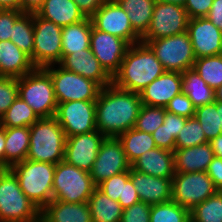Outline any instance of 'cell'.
I'll return each mask as SVG.
<instances>
[{
  "mask_svg": "<svg viewBox=\"0 0 222 222\" xmlns=\"http://www.w3.org/2000/svg\"><path fill=\"white\" fill-rule=\"evenodd\" d=\"M92 222H120L123 208L96 187L88 199Z\"/></svg>",
  "mask_w": 222,
  "mask_h": 222,
  "instance_id": "cell-29",
  "label": "cell"
},
{
  "mask_svg": "<svg viewBox=\"0 0 222 222\" xmlns=\"http://www.w3.org/2000/svg\"><path fill=\"white\" fill-rule=\"evenodd\" d=\"M215 101L222 102V85L215 90Z\"/></svg>",
  "mask_w": 222,
  "mask_h": 222,
  "instance_id": "cell-58",
  "label": "cell"
},
{
  "mask_svg": "<svg viewBox=\"0 0 222 222\" xmlns=\"http://www.w3.org/2000/svg\"><path fill=\"white\" fill-rule=\"evenodd\" d=\"M131 163L124 152L123 145L118 138L106 137L90 172L93 183L98 186L104 180L129 171Z\"/></svg>",
  "mask_w": 222,
  "mask_h": 222,
  "instance_id": "cell-14",
  "label": "cell"
},
{
  "mask_svg": "<svg viewBox=\"0 0 222 222\" xmlns=\"http://www.w3.org/2000/svg\"><path fill=\"white\" fill-rule=\"evenodd\" d=\"M217 191L206 172H175L172 178V200L189 210Z\"/></svg>",
  "mask_w": 222,
  "mask_h": 222,
  "instance_id": "cell-11",
  "label": "cell"
},
{
  "mask_svg": "<svg viewBox=\"0 0 222 222\" xmlns=\"http://www.w3.org/2000/svg\"><path fill=\"white\" fill-rule=\"evenodd\" d=\"M123 209L131 207L133 204L140 202L139 195L129 178L124 185L123 200H118Z\"/></svg>",
  "mask_w": 222,
  "mask_h": 222,
  "instance_id": "cell-50",
  "label": "cell"
},
{
  "mask_svg": "<svg viewBox=\"0 0 222 222\" xmlns=\"http://www.w3.org/2000/svg\"><path fill=\"white\" fill-rule=\"evenodd\" d=\"M18 96L25 101L39 118L53 117L57 111L54 85L44 68H35L18 78Z\"/></svg>",
  "mask_w": 222,
  "mask_h": 222,
  "instance_id": "cell-6",
  "label": "cell"
},
{
  "mask_svg": "<svg viewBox=\"0 0 222 222\" xmlns=\"http://www.w3.org/2000/svg\"><path fill=\"white\" fill-rule=\"evenodd\" d=\"M190 222H222V191L194 206L190 210Z\"/></svg>",
  "mask_w": 222,
  "mask_h": 222,
  "instance_id": "cell-35",
  "label": "cell"
},
{
  "mask_svg": "<svg viewBox=\"0 0 222 222\" xmlns=\"http://www.w3.org/2000/svg\"><path fill=\"white\" fill-rule=\"evenodd\" d=\"M40 222H92L88 202L52 200L40 211Z\"/></svg>",
  "mask_w": 222,
  "mask_h": 222,
  "instance_id": "cell-24",
  "label": "cell"
},
{
  "mask_svg": "<svg viewBox=\"0 0 222 222\" xmlns=\"http://www.w3.org/2000/svg\"><path fill=\"white\" fill-rule=\"evenodd\" d=\"M129 46L126 40L92 27L90 49L111 77L119 70Z\"/></svg>",
  "mask_w": 222,
  "mask_h": 222,
  "instance_id": "cell-17",
  "label": "cell"
},
{
  "mask_svg": "<svg viewBox=\"0 0 222 222\" xmlns=\"http://www.w3.org/2000/svg\"><path fill=\"white\" fill-rule=\"evenodd\" d=\"M18 97V78L0 76V118Z\"/></svg>",
  "mask_w": 222,
  "mask_h": 222,
  "instance_id": "cell-41",
  "label": "cell"
},
{
  "mask_svg": "<svg viewBox=\"0 0 222 222\" xmlns=\"http://www.w3.org/2000/svg\"><path fill=\"white\" fill-rule=\"evenodd\" d=\"M44 69L50 74L57 103L68 101H96L101 87L90 79L68 71L58 64Z\"/></svg>",
  "mask_w": 222,
  "mask_h": 222,
  "instance_id": "cell-9",
  "label": "cell"
},
{
  "mask_svg": "<svg viewBox=\"0 0 222 222\" xmlns=\"http://www.w3.org/2000/svg\"><path fill=\"white\" fill-rule=\"evenodd\" d=\"M33 64L44 68L58 64L62 59V27L33 13Z\"/></svg>",
  "mask_w": 222,
  "mask_h": 222,
  "instance_id": "cell-10",
  "label": "cell"
},
{
  "mask_svg": "<svg viewBox=\"0 0 222 222\" xmlns=\"http://www.w3.org/2000/svg\"><path fill=\"white\" fill-rule=\"evenodd\" d=\"M40 118L34 110L19 96L0 118V125L4 127H30Z\"/></svg>",
  "mask_w": 222,
  "mask_h": 222,
  "instance_id": "cell-34",
  "label": "cell"
},
{
  "mask_svg": "<svg viewBox=\"0 0 222 222\" xmlns=\"http://www.w3.org/2000/svg\"><path fill=\"white\" fill-rule=\"evenodd\" d=\"M95 102L96 129L105 137L113 138L134 128L143 105L139 93L117 88L113 84L101 88Z\"/></svg>",
  "mask_w": 222,
  "mask_h": 222,
  "instance_id": "cell-1",
  "label": "cell"
},
{
  "mask_svg": "<svg viewBox=\"0 0 222 222\" xmlns=\"http://www.w3.org/2000/svg\"><path fill=\"white\" fill-rule=\"evenodd\" d=\"M0 222H40V210L23 193L10 168L0 169Z\"/></svg>",
  "mask_w": 222,
  "mask_h": 222,
  "instance_id": "cell-5",
  "label": "cell"
},
{
  "mask_svg": "<svg viewBox=\"0 0 222 222\" xmlns=\"http://www.w3.org/2000/svg\"><path fill=\"white\" fill-rule=\"evenodd\" d=\"M187 118L166 111L163 124H166V129L169 133V137L177 138L180 130L185 125Z\"/></svg>",
  "mask_w": 222,
  "mask_h": 222,
  "instance_id": "cell-48",
  "label": "cell"
},
{
  "mask_svg": "<svg viewBox=\"0 0 222 222\" xmlns=\"http://www.w3.org/2000/svg\"><path fill=\"white\" fill-rule=\"evenodd\" d=\"M17 10H0V41L10 40L15 20L22 14Z\"/></svg>",
  "mask_w": 222,
  "mask_h": 222,
  "instance_id": "cell-45",
  "label": "cell"
},
{
  "mask_svg": "<svg viewBox=\"0 0 222 222\" xmlns=\"http://www.w3.org/2000/svg\"><path fill=\"white\" fill-rule=\"evenodd\" d=\"M187 32L196 59L222 54V31L207 17L189 19Z\"/></svg>",
  "mask_w": 222,
  "mask_h": 222,
  "instance_id": "cell-18",
  "label": "cell"
},
{
  "mask_svg": "<svg viewBox=\"0 0 222 222\" xmlns=\"http://www.w3.org/2000/svg\"><path fill=\"white\" fill-rule=\"evenodd\" d=\"M57 104L55 117L66 137L97 130L95 101H68Z\"/></svg>",
  "mask_w": 222,
  "mask_h": 222,
  "instance_id": "cell-13",
  "label": "cell"
},
{
  "mask_svg": "<svg viewBox=\"0 0 222 222\" xmlns=\"http://www.w3.org/2000/svg\"><path fill=\"white\" fill-rule=\"evenodd\" d=\"M194 117L200 122L208 141L222 134L219 119V101L197 107Z\"/></svg>",
  "mask_w": 222,
  "mask_h": 222,
  "instance_id": "cell-37",
  "label": "cell"
},
{
  "mask_svg": "<svg viewBox=\"0 0 222 222\" xmlns=\"http://www.w3.org/2000/svg\"><path fill=\"white\" fill-rule=\"evenodd\" d=\"M5 168V127L0 125V169Z\"/></svg>",
  "mask_w": 222,
  "mask_h": 222,
  "instance_id": "cell-54",
  "label": "cell"
},
{
  "mask_svg": "<svg viewBox=\"0 0 222 222\" xmlns=\"http://www.w3.org/2000/svg\"><path fill=\"white\" fill-rule=\"evenodd\" d=\"M127 12L133 30L142 37L148 30L156 0H115Z\"/></svg>",
  "mask_w": 222,
  "mask_h": 222,
  "instance_id": "cell-30",
  "label": "cell"
},
{
  "mask_svg": "<svg viewBox=\"0 0 222 222\" xmlns=\"http://www.w3.org/2000/svg\"><path fill=\"white\" fill-rule=\"evenodd\" d=\"M213 0H186L184 8L189 19L206 17L210 11Z\"/></svg>",
  "mask_w": 222,
  "mask_h": 222,
  "instance_id": "cell-46",
  "label": "cell"
},
{
  "mask_svg": "<svg viewBox=\"0 0 222 222\" xmlns=\"http://www.w3.org/2000/svg\"><path fill=\"white\" fill-rule=\"evenodd\" d=\"M58 65L86 79L95 81L101 88L112 84V77L100 65L90 48L72 54H62Z\"/></svg>",
  "mask_w": 222,
  "mask_h": 222,
  "instance_id": "cell-19",
  "label": "cell"
},
{
  "mask_svg": "<svg viewBox=\"0 0 222 222\" xmlns=\"http://www.w3.org/2000/svg\"><path fill=\"white\" fill-rule=\"evenodd\" d=\"M91 20L97 30L124 39L130 45L141 42V37L130 24L127 12L115 0H107Z\"/></svg>",
  "mask_w": 222,
  "mask_h": 222,
  "instance_id": "cell-15",
  "label": "cell"
},
{
  "mask_svg": "<svg viewBox=\"0 0 222 222\" xmlns=\"http://www.w3.org/2000/svg\"><path fill=\"white\" fill-rule=\"evenodd\" d=\"M56 165L32 160L15 163L10 169L17 176L23 193L41 211L53 200V179Z\"/></svg>",
  "mask_w": 222,
  "mask_h": 222,
  "instance_id": "cell-4",
  "label": "cell"
},
{
  "mask_svg": "<svg viewBox=\"0 0 222 222\" xmlns=\"http://www.w3.org/2000/svg\"><path fill=\"white\" fill-rule=\"evenodd\" d=\"M33 13H22L12 27L11 41L27 54L33 63Z\"/></svg>",
  "mask_w": 222,
  "mask_h": 222,
  "instance_id": "cell-33",
  "label": "cell"
},
{
  "mask_svg": "<svg viewBox=\"0 0 222 222\" xmlns=\"http://www.w3.org/2000/svg\"><path fill=\"white\" fill-rule=\"evenodd\" d=\"M214 157L209 142L174 150V170L178 173L206 172Z\"/></svg>",
  "mask_w": 222,
  "mask_h": 222,
  "instance_id": "cell-23",
  "label": "cell"
},
{
  "mask_svg": "<svg viewBox=\"0 0 222 222\" xmlns=\"http://www.w3.org/2000/svg\"><path fill=\"white\" fill-rule=\"evenodd\" d=\"M151 48L143 42L129 46L119 70L112 77L117 88L140 93L165 72Z\"/></svg>",
  "mask_w": 222,
  "mask_h": 222,
  "instance_id": "cell-2",
  "label": "cell"
},
{
  "mask_svg": "<svg viewBox=\"0 0 222 222\" xmlns=\"http://www.w3.org/2000/svg\"><path fill=\"white\" fill-rule=\"evenodd\" d=\"M29 141V127H5V168L26 160Z\"/></svg>",
  "mask_w": 222,
  "mask_h": 222,
  "instance_id": "cell-27",
  "label": "cell"
},
{
  "mask_svg": "<svg viewBox=\"0 0 222 222\" xmlns=\"http://www.w3.org/2000/svg\"><path fill=\"white\" fill-rule=\"evenodd\" d=\"M166 109L164 107L143 104L136 119L134 128L152 134L164 122Z\"/></svg>",
  "mask_w": 222,
  "mask_h": 222,
  "instance_id": "cell-40",
  "label": "cell"
},
{
  "mask_svg": "<svg viewBox=\"0 0 222 222\" xmlns=\"http://www.w3.org/2000/svg\"><path fill=\"white\" fill-rule=\"evenodd\" d=\"M36 67L11 40L0 41V76L21 78Z\"/></svg>",
  "mask_w": 222,
  "mask_h": 222,
  "instance_id": "cell-25",
  "label": "cell"
},
{
  "mask_svg": "<svg viewBox=\"0 0 222 222\" xmlns=\"http://www.w3.org/2000/svg\"><path fill=\"white\" fill-rule=\"evenodd\" d=\"M86 17H92L107 0H73Z\"/></svg>",
  "mask_w": 222,
  "mask_h": 222,
  "instance_id": "cell-51",
  "label": "cell"
},
{
  "mask_svg": "<svg viewBox=\"0 0 222 222\" xmlns=\"http://www.w3.org/2000/svg\"><path fill=\"white\" fill-rule=\"evenodd\" d=\"M150 222H190V210L173 200L152 205Z\"/></svg>",
  "mask_w": 222,
  "mask_h": 222,
  "instance_id": "cell-38",
  "label": "cell"
},
{
  "mask_svg": "<svg viewBox=\"0 0 222 222\" xmlns=\"http://www.w3.org/2000/svg\"><path fill=\"white\" fill-rule=\"evenodd\" d=\"M93 23L90 17L62 27V54H72L90 48Z\"/></svg>",
  "mask_w": 222,
  "mask_h": 222,
  "instance_id": "cell-28",
  "label": "cell"
},
{
  "mask_svg": "<svg viewBox=\"0 0 222 222\" xmlns=\"http://www.w3.org/2000/svg\"><path fill=\"white\" fill-rule=\"evenodd\" d=\"M36 14L60 27L80 22L86 18L73 0H45Z\"/></svg>",
  "mask_w": 222,
  "mask_h": 222,
  "instance_id": "cell-26",
  "label": "cell"
},
{
  "mask_svg": "<svg viewBox=\"0 0 222 222\" xmlns=\"http://www.w3.org/2000/svg\"><path fill=\"white\" fill-rule=\"evenodd\" d=\"M29 130L27 160L55 165L64 160L66 136L55 116L40 118Z\"/></svg>",
  "mask_w": 222,
  "mask_h": 222,
  "instance_id": "cell-3",
  "label": "cell"
},
{
  "mask_svg": "<svg viewBox=\"0 0 222 222\" xmlns=\"http://www.w3.org/2000/svg\"><path fill=\"white\" fill-rule=\"evenodd\" d=\"M209 142L206 139L200 122L195 118H187L185 125L175 139V149H183Z\"/></svg>",
  "mask_w": 222,
  "mask_h": 222,
  "instance_id": "cell-39",
  "label": "cell"
},
{
  "mask_svg": "<svg viewBox=\"0 0 222 222\" xmlns=\"http://www.w3.org/2000/svg\"><path fill=\"white\" fill-rule=\"evenodd\" d=\"M182 92V73L165 71L139 94L142 104L166 107L169 101Z\"/></svg>",
  "mask_w": 222,
  "mask_h": 222,
  "instance_id": "cell-21",
  "label": "cell"
},
{
  "mask_svg": "<svg viewBox=\"0 0 222 222\" xmlns=\"http://www.w3.org/2000/svg\"><path fill=\"white\" fill-rule=\"evenodd\" d=\"M129 178V171L122 172L104 180L97 187L112 200H123L124 185Z\"/></svg>",
  "mask_w": 222,
  "mask_h": 222,
  "instance_id": "cell-42",
  "label": "cell"
},
{
  "mask_svg": "<svg viewBox=\"0 0 222 222\" xmlns=\"http://www.w3.org/2000/svg\"><path fill=\"white\" fill-rule=\"evenodd\" d=\"M154 52L166 71L183 73L193 68L196 60L188 32L160 39L141 40Z\"/></svg>",
  "mask_w": 222,
  "mask_h": 222,
  "instance_id": "cell-8",
  "label": "cell"
},
{
  "mask_svg": "<svg viewBox=\"0 0 222 222\" xmlns=\"http://www.w3.org/2000/svg\"><path fill=\"white\" fill-rule=\"evenodd\" d=\"M97 186L90 173L64 160L56 164L53 179V200L66 203L88 202Z\"/></svg>",
  "mask_w": 222,
  "mask_h": 222,
  "instance_id": "cell-7",
  "label": "cell"
},
{
  "mask_svg": "<svg viewBox=\"0 0 222 222\" xmlns=\"http://www.w3.org/2000/svg\"><path fill=\"white\" fill-rule=\"evenodd\" d=\"M21 11V0H0V10Z\"/></svg>",
  "mask_w": 222,
  "mask_h": 222,
  "instance_id": "cell-55",
  "label": "cell"
},
{
  "mask_svg": "<svg viewBox=\"0 0 222 222\" xmlns=\"http://www.w3.org/2000/svg\"><path fill=\"white\" fill-rule=\"evenodd\" d=\"M129 176L140 202L152 206L172 200V178L155 177L132 168L129 170Z\"/></svg>",
  "mask_w": 222,
  "mask_h": 222,
  "instance_id": "cell-20",
  "label": "cell"
},
{
  "mask_svg": "<svg viewBox=\"0 0 222 222\" xmlns=\"http://www.w3.org/2000/svg\"><path fill=\"white\" fill-rule=\"evenodd\" d=\"M219 119L222 128V102L219 101Z\"/></svg>",
  "mask_w": 222,
  "mask_h": 222,
  "instance_id": "cell-59",
  "label": "cell"
},
{
  "mask_svg": "<svg viewBox=\"0 0 222 222\" xmlns=\"http://www.w3.org/2000/svg\"><path fill=\"white\" fill-rule=\"evenodd\" d=\"M131 168L155 177L173 178L174 152L156 147L139 156L131 164Z\"/></svg>",
  "mask_w": 222,
  "mask_h": 222,
  "instance_id": "cell-22",
  "label": "cell"
},
{
  "mask_svg": "<svg viewBox=\"0 0 222 222\" xmlns=\"http://www.w3.org/2000/svg\"><path fill=\"white\" fill-rule=\"evenodd\" d=\"M45 0H21V11L24 13H37Z\"/></svg>",
  "mask_w": 222,
  "mask_h": 222,
  "instance_id": "cell-53",
  "label": "cell"
},
{
  "mask_svg": "<svg viewBox=\"0 0 222 222\" xmlns=\"http://www.w3.org/2000/svg\"><path fill=\"white\" fill-rule=\"evenodd\" d=\"M209 143L212 147L214 156L222 158V134L213 138Z\"/></svg>",
  "mask_w": 222,
  "mask_h": 222,
  "instance_id": "cell-56",
  "label": "cell"
},
{
  "mask_svg": "<svg viewBox=\"0 0 222 222\" xmlns=\"http://www.w3.org/2000/svg\"><path fill=\"white\" fill-rule=\"evenodd\" d=\"M165 109L166 111L181 117L192 118L194 117L196 108L189 97L185 93L181 92L169 101Z\"/></svg>",
  "mask_w": 222,
  "mask_h": 222,
  "instance_id": "cell-43",
  "label": "cell"
},
{
  "mask_svg": "<svg viewBox=\"0 0 222 222\" xmlns=\"http://www.w3.org/2000/svg\"><path fill=\"white\" fill-rule=\"evenodd\" d=\"M118 139L121 141L127 159L131 164L146 151L156 148L152 134L135 128L123 132Z\"/></svg>",
  "mask_w": 222,
  "mask_h": 222,
  "instance_id": "cell-32",
  "label": "cell"
},
{
  "mask_svg": "<svg viewBox=\"0 0 222 222\" xmlns=\"http://www.w3.org/2000/svg\"><path fill=\"white\" fill-rule=\"evenodd\" d=\"M154 142L156 147L170 150H175V138L169 137V133L166 129V124L159 126L153 133Z\"/></svg>",
  "mask_w": 222,
  "mask_h": 222,
  "instance_id": "cell-47",
  "label": "cell"
},
{
  "mask_svg": "<svg viewBox=\"0 0 222 222\" xmlns=\"http://www.w3.org/2000/svg\"><path fill=\"white\" fill-rule=\"evenodd\" d=\"M151 205L138 202L131 207L123 209L120 222H150Z\"/></svg>",
  "mask_w": 222,
  "mask_h": 222,
  "instance_id": "cell-44",
  "label": "cell"
},
{
  "mask_svg": "<svg viewBox=\"0 0 222 222\" xmlns=\"http://www.w3.org/2000/svg\"><path fill=\"white\" fill-rule=\"evenodd\" d=\"M206 173L212 179L215 187L222 191V158L214 156L208 165Z\"/></svg>",
  "mask_w": 222,
  "mask_h": 222,
  "instance_id": "cell-49",
  "label": "cell"
},
{
  "mask_svg": "<svg viewBox=\"0 0 222 222\" xmlns=\"http://www.w3.org/2000/svg\"><path fill=\"white\" fill-rule=\"evenodd\" d=\"M193 69L214 91L222 85V54L197 58Z\"/></svg>",
  "mask_w": 222,
  "mask_h": 222,
  "instance_id": "cell-36",
  "label": "cell"
},
{
  "mask_svg": "<svg viewBox=\"0 0 222 222\" xmlns=\"http://www.w3.org/2000/svg\"><path fill=\"white\" fill-rule=\"evenodd\" d=\"M158 2L174 3L181 6H184L186 0H156Z\"/></svg>",
  "mask_w": 222,
  "mask_h": 222,
  "instance_id": "cell-57",
  "label": "cell"
},
{
  "mask_svg": "<svg viewBox=\"0 0 222 222\" xmlns=\"http://www.w3.org/2000/svg\"><path fill=\"white\" fill-rule=\"evenodd\" d=\"M206 17L222 31V0H213Z\"/></svg>",
  "mask_w": 222,
  "mask_h": 222,
  "instance_id": "cell-52",
  "label": "cell"
},
{
  "mask_svg": "<svg viewBox=\"0 0 222 222\" xmlns=\"http://www.w3.org/2000/svg\"><path fill=\"white\" fill-rule=\"evenodd\" d=\"M182 92L189 97L195 108L215 101V91L193 68L182 73Z\"/></svg>",
  "mask_w": 222,
  "mask_h": 222,
  "instance_id": "cell-31",
  "label": "cell"
},
{
  "mask_svg": "<svg viewBox=\"0 0 222 222\" xmlns=\"http://www.w3.org/2000/svg\"><path fill=\"white\" fill-rule=\"evenodd\" d=\"M189 17L184 6L155 2L147 32L141 40H153L178 35L187 31Z\"/></svg>",
  "mask_w": 222,
  "mask_h": 222,
  "instance_id": "cell-12",
  "label": "cell"
},
{
  "mask_svg": "<svg viewBox=\"0 0 222 222\" xmlns=\"http://www.w3.org/2000/svg\"><path fill=\"white\" fill-rule=\"evenodd\" d=\"M105 138L98 130L66 137L64 161L90 173Z\"/></svg>",
  "mask_w": 222,
  "mask_h": 222,
  "instance_id": "cell-16",
  "label": "cell"
}]
</instances>
